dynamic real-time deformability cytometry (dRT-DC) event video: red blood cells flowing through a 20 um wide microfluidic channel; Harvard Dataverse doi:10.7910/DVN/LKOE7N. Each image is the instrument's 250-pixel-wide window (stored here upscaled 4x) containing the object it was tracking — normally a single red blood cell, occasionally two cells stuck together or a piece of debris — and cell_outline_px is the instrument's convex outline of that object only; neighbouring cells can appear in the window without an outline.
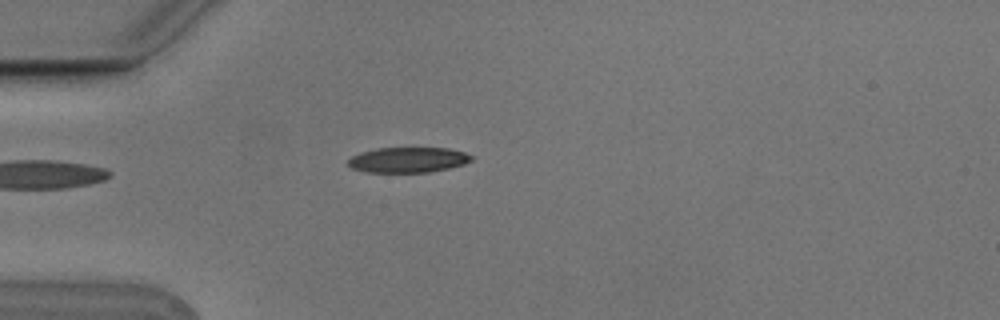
{"species": "Egyptian fruit bat (a non-hibernating species)", "species_latin": "Rousettus aegyptiacus", "temperature_condition": "cold", "stored_images_in_passage": 3, "camera_frame_rate_fps": 3000, "um_per_image_px": 0.085, "animal": {"sex": "male"}, "frame": {"image": 1, "passage_image": 2, "time_ms": 0.333, "image_size_px": [1000, 320], "cell_outline_px": [[472, 160], [464, 164], [448, 168], [428, 172], [364, 172], [352, 168], [348, 164], [348, 160], [352, 156], [360, 152], [376, 148], [448, 148], [464, 152], [472, 156]], "centroid_in_image_um": [34.66, 13.58], "position_along_channel_um": 50.3, "area_um2": 18.15}}